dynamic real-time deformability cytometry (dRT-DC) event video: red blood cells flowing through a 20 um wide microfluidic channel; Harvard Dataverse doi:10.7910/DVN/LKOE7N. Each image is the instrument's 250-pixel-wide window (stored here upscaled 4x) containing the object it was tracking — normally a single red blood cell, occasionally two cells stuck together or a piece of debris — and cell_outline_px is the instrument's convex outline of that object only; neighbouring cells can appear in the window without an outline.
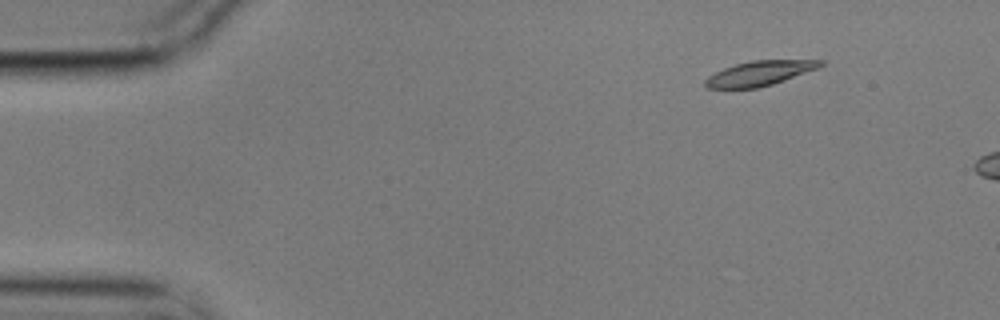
{"species": "common noctule bat (a hibernating species)", "species_latin": "Nyctalus noctula", "temperature_condition": "cold", "stored_images_in_passage": 5, "camera_frame_rate_fps": 3000, "um_per_image_px": 0.085, "animal": {"sex": "male", "body_mass_g": 17.9}, "frame": {"image": 1, "passage_image": 2, "time_ms": 0.333, "image_size_px": [1000, 320], "cell_outline_px": [[824, 64], [820, 68], [772, 84], [756, 88], [708, 88], [704, 84], [704, 80], [708, 76], [724, 68], [736, 64], [752, 60], [824, 60]], "centroid_in_image_um": [64.59, 6.22], "position_along_channel_um": 20.4, "area_um2": 16.53}}